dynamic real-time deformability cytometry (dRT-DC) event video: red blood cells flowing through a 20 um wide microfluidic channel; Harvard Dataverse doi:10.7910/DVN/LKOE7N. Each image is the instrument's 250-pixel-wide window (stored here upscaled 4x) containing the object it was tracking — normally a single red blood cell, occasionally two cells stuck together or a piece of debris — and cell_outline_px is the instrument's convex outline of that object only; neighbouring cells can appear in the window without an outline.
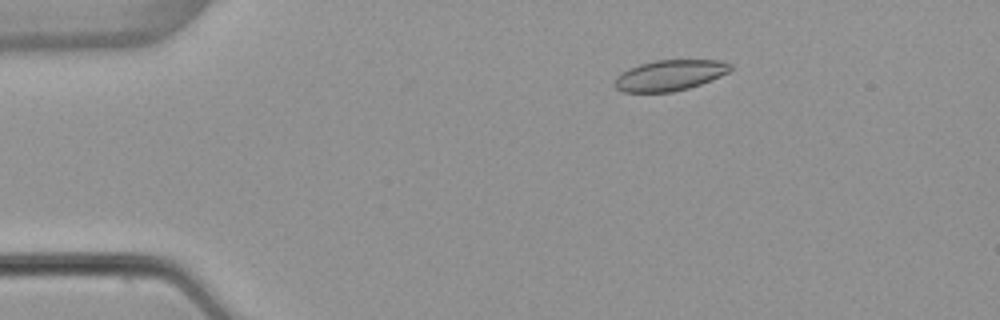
{"species": "common noctule bat (a hibernating species)", "species_latin": "Nyctalus noctula", "temperature_condition": "warm", "stored_images_in_passage": 53, "camera_frame_rate_fps": 3000, "um_per_image_px": 0.085, "animal": {"sex": "female", "body_mass_g": 22.7, "forearm_length_mm": 54.2}, "frame": {"image": 1, "passage_image": 10, "time_ms": 3.0, "image_size_px": [1000, 320], "cell_outline_px": [[732, 68], [728, 72], [712, 80], [688, 88], [672, 92], [624, 92], [616, 88], [612, 84], [616, 76], [620, 72], [628, 68], [640, 64], [656, 60], [720, 60], [732, 64]], "centroid_in_image_um": [56.9, 6.4], "position_along_channel_um": 28.1, "area_um2": 20.87}}
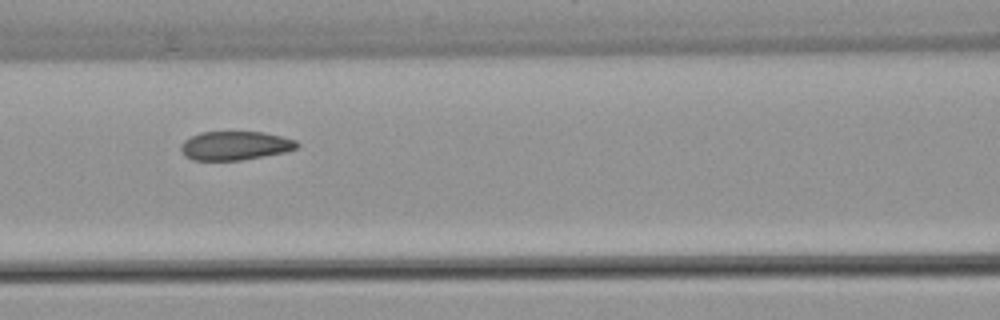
{"frame": {"image": 2, "passage_image": 24, "time_ms": 7.667, "image_size_px": [1000, 320], "cell_outline_px": [[300, 144], [296, 148], [284, 152], [264, 156], [240, 160], [192, 160], [184, 156], [180, 148], [180, 144], [184, 140], [200, 132], [264, 132], [296, 140]], "centroid_in_image_um": [19.95, 12.38], "position_along_channel_um": 146.6, "area_um2": 19.48}}
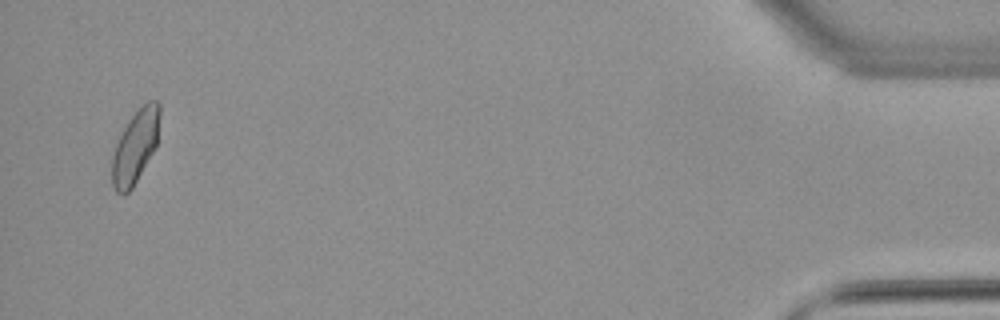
{"frame": {"image": 3, "passage_image": 52, "time_ms": 17.0, "image_size_px": [1000, 320], "cell_outline_px": [[160, 116], [156, 148], [132, 188], [124, 196], [120, 196], [116, 192], [112, 184], [112, 156], [116, 144], [128, 120], [148, 100], [156, 100], [160, 104]], "centroid_in_image_um": [11.51, 12.48], "position_along_channel_um": 423.7, "area_um2": 20.35}, "authors_computed_cell_mechanics": {"area_um2": 20.519, "velocity_mm_per_s": 3.8791, "shape_relaxation_time_tau1_ms": 5.8875, "shape_relaxation_time_tau2_ms": 1.967, "deformation_change_tau1": 0.1295, "deformation_change_tau2": 0.0522}}